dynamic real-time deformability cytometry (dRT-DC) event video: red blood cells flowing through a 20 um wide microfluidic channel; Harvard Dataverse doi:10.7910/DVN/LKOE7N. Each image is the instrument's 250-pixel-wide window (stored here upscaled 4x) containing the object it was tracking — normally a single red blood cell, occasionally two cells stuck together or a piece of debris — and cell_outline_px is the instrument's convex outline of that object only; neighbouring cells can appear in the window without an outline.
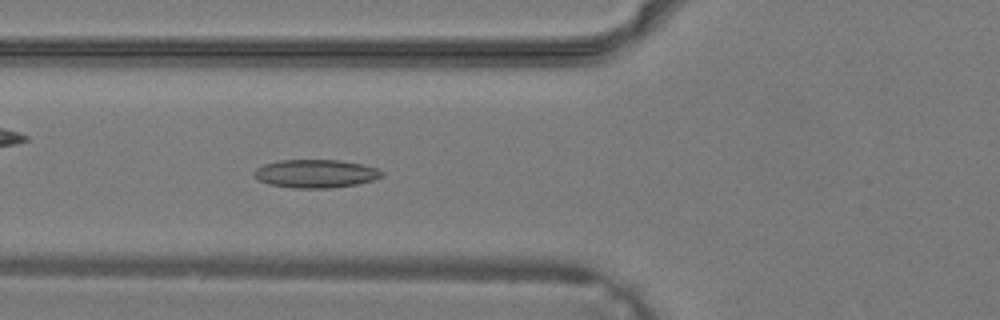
{"species": "common noctule bat (a hibernating species)", "species_latin": "Nyctalus noctula", "temperature_condition": "warm", "stored_images_in_passage": 39, "camera_frame_rate_fps": 3000, "um_per_image_px": 0.085, "animal": {"sex": "male", "body_mass_g": 19.2, "forearm_length_mm": 51.8}, "frame": {"image": 1, "passage_image": 15, "time_ms": 4.667, "image_size_px": [1000, 320], "cell_outline_px": [[384, 176], [372, 180], [356, 184], [332, 188], [292, 188], [268, 184], [260, 180], [252, 172], [256, 168], [264, 164], [280, 160], [340, 160], [364, 164], [380, 168], [384, 172]], "centroid_in_image_um": [26.88, 14.75], "position_along_channel_um": 98.9, "area_um2": 21.21}}
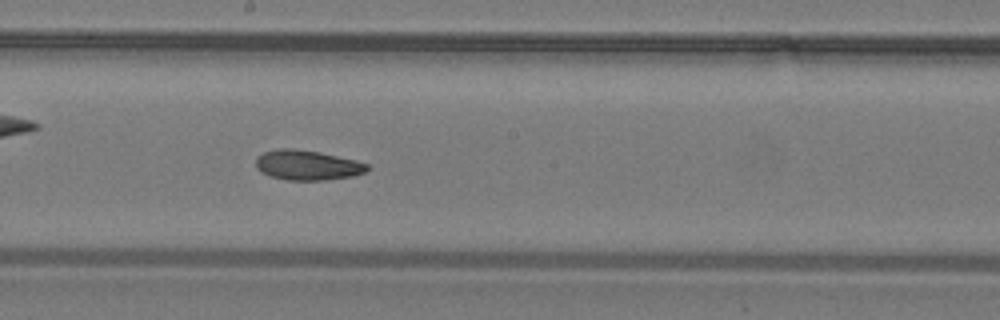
{"frame": {"image": 2, "passage_image": 22, "time_ms": 7.0, "image_size_px": [1000, 320], "cell_outline_px": [[368, 168], [364, 172], [352, 176], [324, 180], [288, 180], [272, 176], [260, 172], [256, 168], [256, 156], [264, 152], [280, 148], [292, 148], [320, 152], [356, 160], [368, 164]], "centroid_in_image_um": [26.09, 14.03], "position_along_channel_um": 222.1, "area_um2": 19.36}}
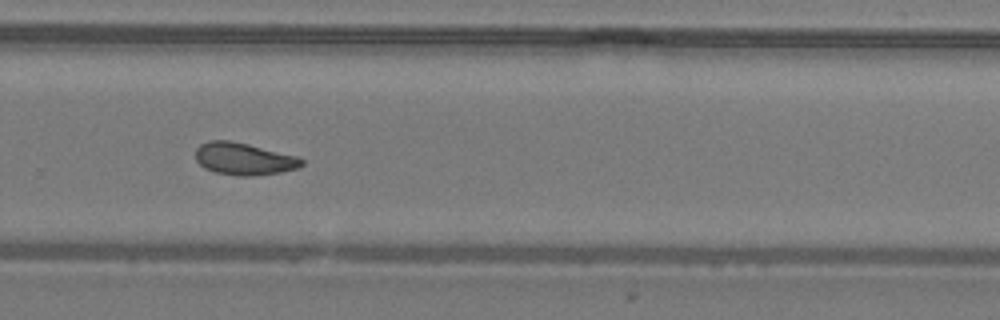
{"frame": {"image": 3, "passage_image": 27, "time_ms": 8.667, "image_size_px": [1000, 320], "cell_outline_px": [[304, 164], [296, 168], [280, 172], [252, 176], [236, 176], [216, 172], [204, 168], [196, 160], [196, 148], [200, 144], [212, 140], [228, 140], [248, 144], [296, 156], [304, 160]], "centroid_in_image_um": [20.71, 13.5], "position_along_channel_um": 309.1, "area_um2": 19.77}}